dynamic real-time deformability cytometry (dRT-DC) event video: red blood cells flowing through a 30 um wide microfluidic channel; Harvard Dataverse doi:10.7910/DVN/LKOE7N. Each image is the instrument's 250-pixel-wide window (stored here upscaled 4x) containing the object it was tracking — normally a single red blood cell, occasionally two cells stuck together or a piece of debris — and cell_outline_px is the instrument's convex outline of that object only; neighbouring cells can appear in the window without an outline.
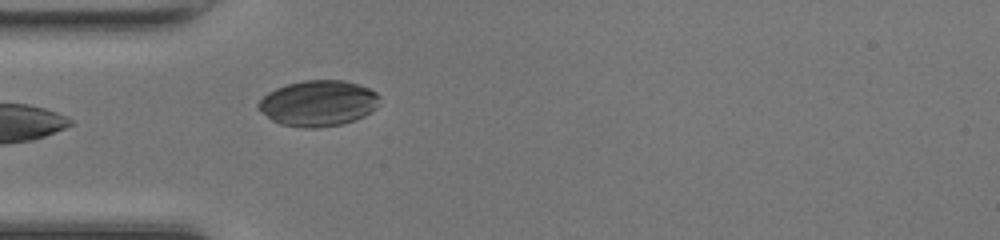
{"species": "common noctule bat (a hibernating species)", "species_latin": "Nyctalus noctula", "temperature_condition": "room temperature", "stored_images_in_passage": 6, "camera_frame_rate_fps": 3000, "um_per_image_px": 0.085, "animal": {"sex": "female", "body_mass_g": 17.0, "forearm_length_mm": 48.0}, "frame": {"image": 1, "passage_image": 1, "time_ms": 0.0, "image_size_px": [1000, 240], "cell_outline_px": [[380, 104], [376, 108], [364, 116], [340, 124], [316, 128], [304, 128], [280, 124], [272, 120], [256, 104], [268, 92], [276, 88], [288, 84], [304, 80], [344, 80], [368, 88], [376, 92], [380, 96]], "centroid_in_image_um": [27.07, 8.77], "position_along_channel_um": 57.9, "area_um2": 32.14}}